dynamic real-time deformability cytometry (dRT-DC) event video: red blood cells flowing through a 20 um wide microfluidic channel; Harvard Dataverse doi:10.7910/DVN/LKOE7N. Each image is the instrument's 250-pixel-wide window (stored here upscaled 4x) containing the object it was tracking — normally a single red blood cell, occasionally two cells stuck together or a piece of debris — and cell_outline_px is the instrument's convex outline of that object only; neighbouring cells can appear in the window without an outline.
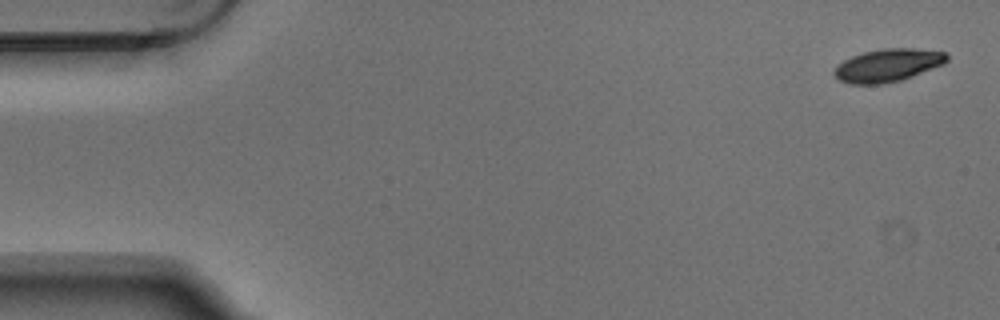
{"species": "Egyptian fruit bat (a non-hibernating species)", "species_latin": "Rousettus aegyptiacus", "temperature_condition": "warm", "stored_images_in_passage": 4, "camera_frame_rate_fps": 3000, "um_per_image_px": 0.085, "animal": {"sex": "male"}, "frame": {"image": 1, "passage_image": 1, "time_ms": 0.0, "image_size_px": [1000, 320], "cell_outline_px": [[948, 60], [944, 64], [912, 76], [900, 80], [880, 84], [848, 84], [840, 80], [832, 72], [836, 64], [852, 56], [864, 52], [884, 48], [916, 48], [944, 52], [948, 56]], "centroid_in_image_um": [75.44, 5.54], "position_along_channel_um": 9.6, "area_um2": 21.56}}
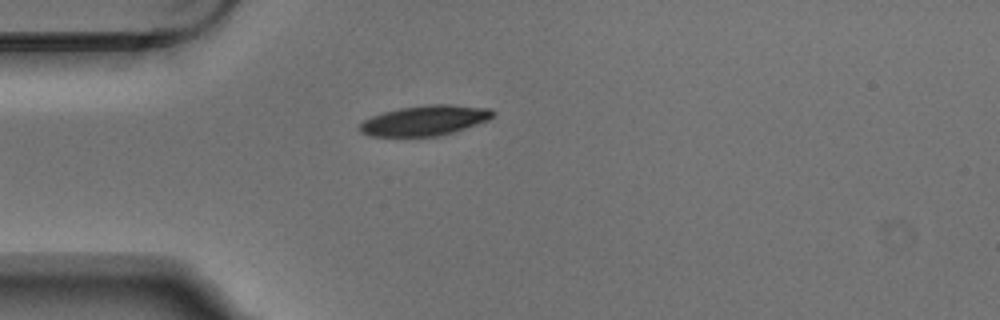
{"frame": {"image": 2, "passage_image": 4, "time_ms": 1.0, "image_size_px": [1000, 320], "cell_outline_px": [[496, 112], [488, 120], [452, 132], [436, 136], [372, 136], [360, 132], [356, 128], [364, 120], [372, 116], [384, 112], [400, 108], [428, 104], [448, 104], [488, 108]], "centroid_in_image_um": [36.07, 10.23], "position_along_channel_um": 48.9, "area_um2": 23.18}}